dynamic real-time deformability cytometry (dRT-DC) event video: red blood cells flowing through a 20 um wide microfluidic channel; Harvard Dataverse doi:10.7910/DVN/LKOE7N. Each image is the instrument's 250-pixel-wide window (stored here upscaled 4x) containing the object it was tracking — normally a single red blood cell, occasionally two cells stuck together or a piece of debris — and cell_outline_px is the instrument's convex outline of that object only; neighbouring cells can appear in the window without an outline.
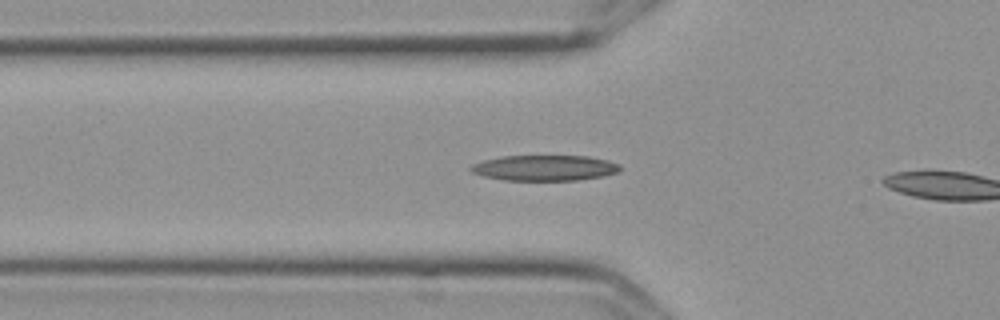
{"species": "Egyptian fruit bat (a non-hibernating species)", "species_latin": "Rousettus aegyptiacus", "temperature_condition": "cold", "stored_images_in_passage": 10, "camera_frame_rate_fps": 3000, "um_per_image_px": 0.085, "frame": {"image": 1, "passage_image": 9, "time_ms": 2.667, "image_size_px": [1000, 320], "cell_outline_px": [[620, 172], [604, 176], [576, 180], [504, 180], [484, 176], [472, 172], [468, 168], [472, 164], [484, 160], [500, 156], [588, 156], [608, 160], [620, 164]], "centroid_in_image_um": [46.31, 14.27], "position_along_channel_um": 79.5, "area_um2": 22.31}}